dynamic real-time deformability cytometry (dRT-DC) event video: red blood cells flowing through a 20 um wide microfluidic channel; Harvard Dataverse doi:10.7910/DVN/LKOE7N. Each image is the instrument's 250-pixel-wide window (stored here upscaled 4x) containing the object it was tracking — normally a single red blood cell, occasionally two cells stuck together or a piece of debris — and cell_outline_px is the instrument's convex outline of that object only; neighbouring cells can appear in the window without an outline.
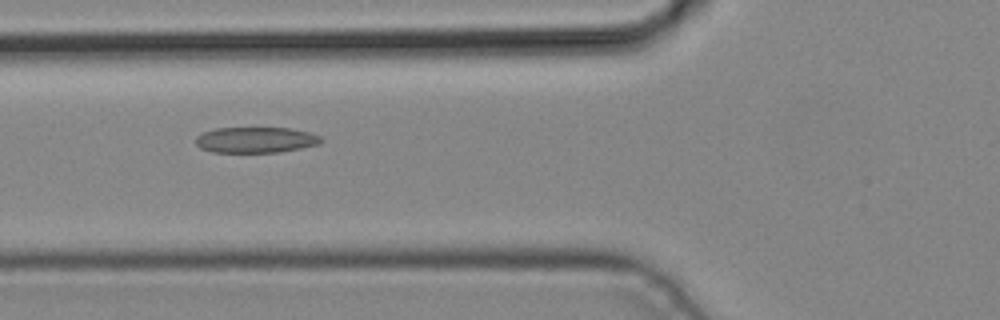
{"species": "common noctule bat (a hibernating species)", "species_latin": "Nyctalus noctula", "temperature_condition": "cold", "stored_images_in_passage": 2, "camera_frame_rate_fps": 3000, "um_per_image_px": 0.085, "animal": {"sex": "male", "body_mass_g": 19.2, "forearm_length_mm": 51.8}, "frame": {"image": 1, "passage_image": 2, "time_ms": 0.333, "image_size_px": [1000, 320], "cell_outline_px": [[324, 140], [320, 144], [280, 152], [212, 152], [200, 148], [196, 144], [196, 136], [204, 132], [216, 128], [292, 128], [308, 132], [320, 136]], "centroid_in_image_um": [21.75, 11.89], "position_along_channel_um": 104.1, "area_um2": 18.84}}